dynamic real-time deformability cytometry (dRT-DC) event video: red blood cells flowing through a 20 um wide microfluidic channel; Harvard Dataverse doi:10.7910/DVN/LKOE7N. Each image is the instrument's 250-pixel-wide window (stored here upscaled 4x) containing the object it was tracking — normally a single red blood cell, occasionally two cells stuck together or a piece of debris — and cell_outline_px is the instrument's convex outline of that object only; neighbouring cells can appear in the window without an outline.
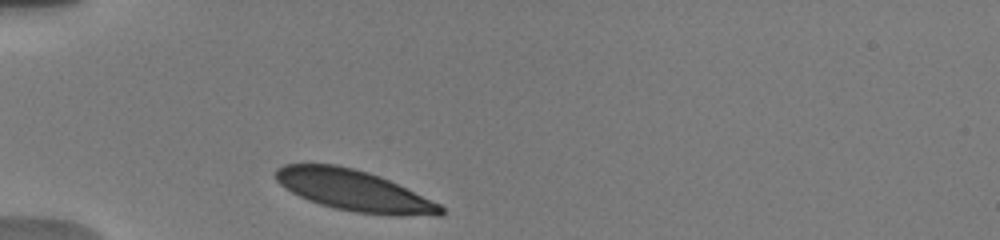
{"species": "human", "species_latin": "Homo sapiens", "temperature_condition": "warm", "stored_images_in_passage": 52, "camera_frame_rate_fps": 3000, "um_per_image_px": 0.085, "donor": {"sex": "male"}, "frame": {"image": 1, "passage_image": 1, "time_ms": 0.0, "image_size_px": [1000, 240], "cell_outline_px": [[444, 212], [440, 216], [396, 216], [356, 212], [336, 208], [320, 204], [308, 200], [292, 192], [280, 184], [276, 180], [276, 168], [284, 164], [336, 164], [368, 172], [380, 176], [440, 204], [444, 208]], "centroid_in_image_um": [30.11, 16.2], "position_along_channel_um": 54.9, "area_um2": 39.13}}
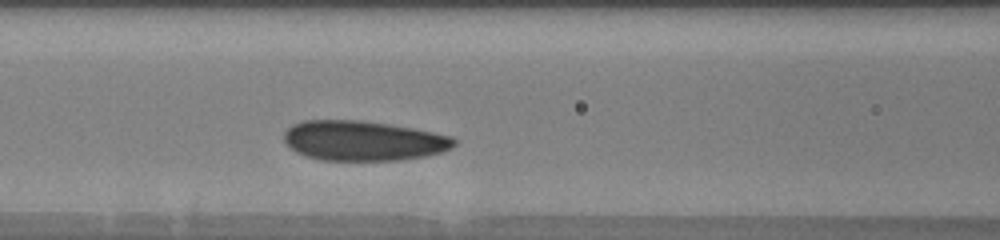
{"frame": {"image": 2, "passage_image": 18, "time_ms": 2.667, "image_size_px": [1000, 240], "cell_outline_px": [[456, 144], [440, 152], [428, 156], [400, 160], [320, 160], [304, 156], [296, 152], [284, 140], [284, 132], [292, 124], [304, 120], [360, 120], [412, 128], [452, 136], [456, 140]], "centroid_in_image_um": [30.85, 11.96], "position_along_channel_um": 135.7, "area_um2": 39.48}}
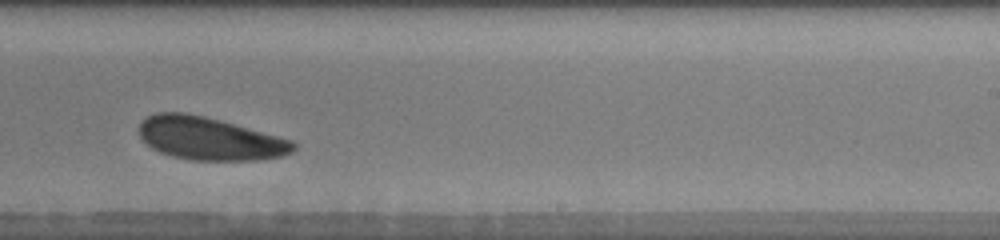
{"frame": {"image": 3, "passage_image": 38, "time_ms": 6.333, "image_size_px": [1000, 240], "cell_outline_px": [[296, 148], [292, 152], [284, 156], [260, 160], [192, 160], [172, 156], [160, 152], [152, 148], [140, 136], [140, 124], [148, 116], [156, 112], [184, 112], [204, 116], [220, 120], [292, 140], [296, 144]], "centroid_in_image_um": [17.84, 11.78], "position_along_channel_um": 271.2, "area_um2": 38.38}, "authors_computed_cell_mechanics": {"area_um2": 39.1306, "velocity_mm_per_s": 3.7038, "shape_relaxation_time_tau1_ms": 2.0253, "shape_relaxation_time_tau2_ms": null, "deformation_change_tau1": 0.0866, "deformation_change_tau2": null}}